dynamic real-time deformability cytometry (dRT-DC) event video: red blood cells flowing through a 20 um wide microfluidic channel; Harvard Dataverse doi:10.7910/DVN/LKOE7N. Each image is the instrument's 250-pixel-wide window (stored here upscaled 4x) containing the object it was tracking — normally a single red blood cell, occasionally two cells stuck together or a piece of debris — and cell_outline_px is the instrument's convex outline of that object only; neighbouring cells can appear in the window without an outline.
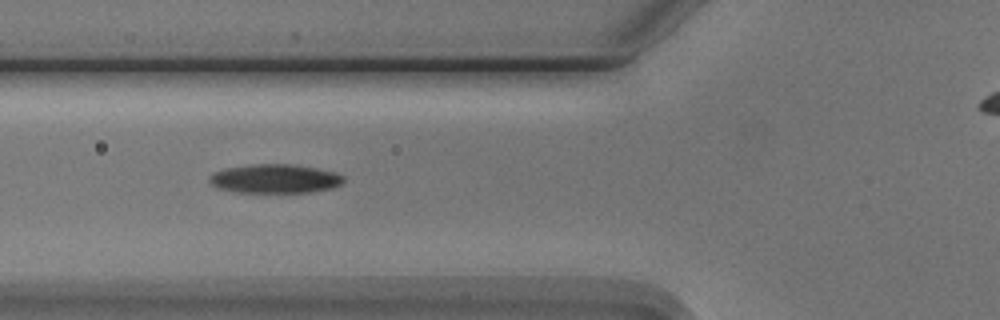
{"species": "Egyptian fruit bat (a non-hibernating species)", "species_latin": "Rousettus aegyptiacus", "temperature_condition": "cold", "stored_images_in_passage": 10, "segment_of_instrument_passage": [1, 2], "camera_frame_rate_fps": 3000, "um_per_image_px": 0.085, "animal": {"sex": "male"}, "frame": {"image": 1, "passage_image": 7, "time_ms": 7.0, "image_size_px": [1000, 320], "cell_outline_px": [[344, 180], [340, 184], [332, 188], [312, 192], [236, 192], [216, 188], [208, 180], [208, 176], [224, 168], [252, 164], [288, 164], [316, 168], [332, 172], [344, 176]], "centroid_in_image_um": [23.33, 15.19], "position_along_channel_um": 102.5, "area_um2": 22.54}}
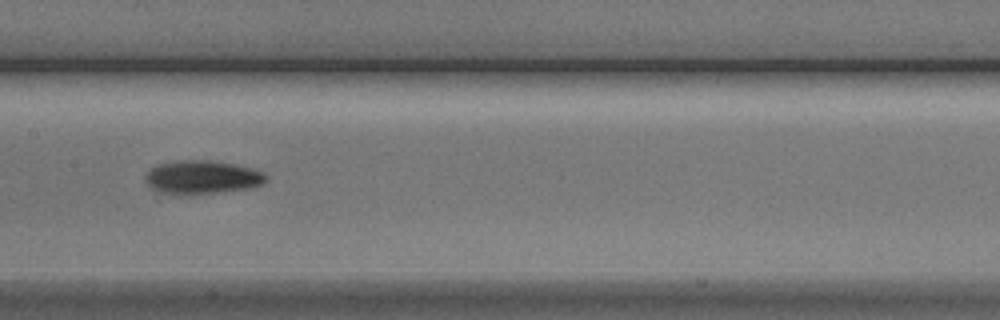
{"frame": {"image": 2, "passage_image": 9, "time_ms": 9.333, "image_size_px": [1000, 320], "cell_outline_px": [[268, 176], [264, 184], [248, 188], [216, 192], [164, 192], [152, 188], [144, 180], [144, 176], [152, 168], [160, 164], [176, 160], [208, 160], [232, 164], [264, 172]], "centroid_in_image_um": [17.21, 15.03], "position_along_channel_um": 190.2, "area_um2": 22.66}}